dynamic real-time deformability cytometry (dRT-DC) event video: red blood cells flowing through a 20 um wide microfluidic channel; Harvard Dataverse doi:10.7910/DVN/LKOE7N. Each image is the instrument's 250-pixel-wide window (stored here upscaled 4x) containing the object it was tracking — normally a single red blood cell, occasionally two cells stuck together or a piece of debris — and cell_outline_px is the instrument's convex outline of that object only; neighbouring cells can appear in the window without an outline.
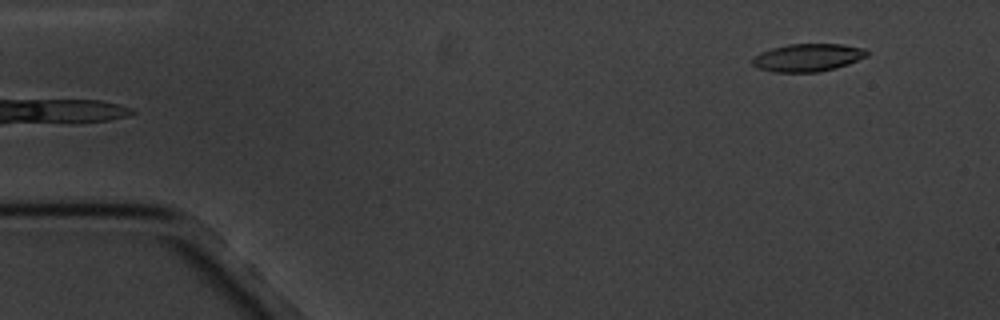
{"species": "common noctule bat (a hibernating species)", "species_latin": "Nyctalus noctula", "temperature_condition": "cold", "stored_images_in_passage": 6, "camera_frame_rate_fps": 3000, "um_per_image_px": 0.085, "animal": {"sex": "male", "body_mass_g": 20.1, "forearm_length_mm": 53.5}, "frame": {"image": 1, "passage_image": 6, "time_ms": 5.667, "image_size_px": [1000, 320], "cell_outline_px": [[868, 56], [848, 64], [836, 68], [820, 72], [772, 72], [756, 68], [752, 64], [752, 60], [760, 52], [772, 48], [788, 44], [844, 44], [864, 48], [868, 52]], "centroid_in_image_um": [68.66, 4.9], "position_along_channel_um": 16.3, "area_um2": 18.67}}